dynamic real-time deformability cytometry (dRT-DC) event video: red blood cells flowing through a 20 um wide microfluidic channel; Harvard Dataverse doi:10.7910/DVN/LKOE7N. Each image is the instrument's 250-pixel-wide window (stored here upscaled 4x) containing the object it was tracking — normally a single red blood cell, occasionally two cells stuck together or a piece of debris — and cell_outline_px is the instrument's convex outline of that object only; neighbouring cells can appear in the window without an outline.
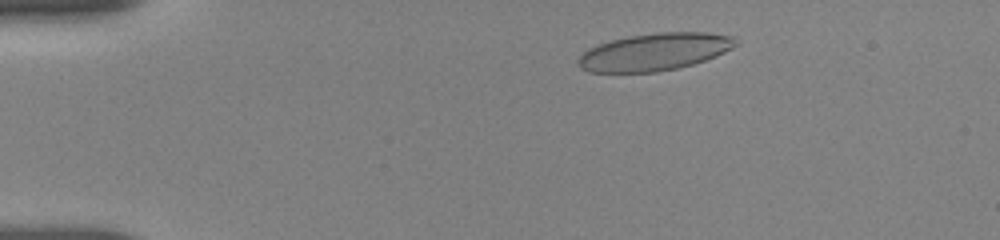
{"species": "human", "species_latin": "Homo sapiens", "temperature_condition": "room temperature", "stored_images_in_passage": 51, "camera_frame_rate_fps": 3000, "um_per_image_px": 0.085, "donor": {"sex": "female"}, "frame": {"image": 1, "passage_image": 6, "time_ms": 1.667, "image_size_px": [1000, 240], "cell_outline_px": [[740, 44], [716, 56], [692, 64], [676, 68], [656, 72], [588, 72], [580, 68], [576, 60], [588, 48], [612, 40], [628, 36], [656, 32], [708, 32], [732, 36], [740, 40]], "centroid_in_image_um": [55.66, 4.4], "position_along_channel_um": 29.3, "area_um2": 34.39}}
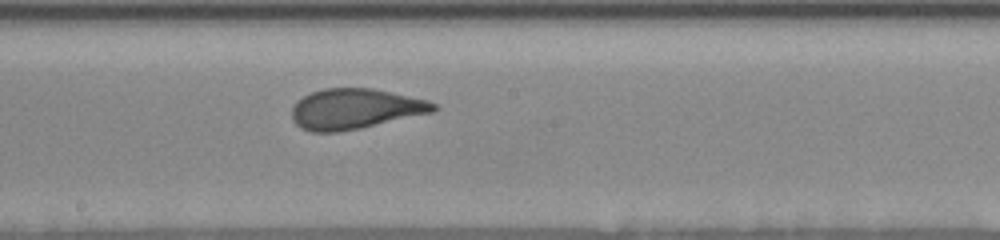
{"frame": {"image": 2, "passage_image": 27, "time_ms": 8.667, "image_size_px": [1000, 240], "cell_outline_px": [[440, 108], [436, 112], [360, 128], [336, 132], [312, 132], [300, 128], [292, 120], [292, 108], [296, 100], [312, 92], [324, 88], [372, 88], [428, 100], [436, 104]], "centroid_in_image_um": [30.2, 9.26], "position_along_channel_um": 218.0, "area_um2": 33.52}}
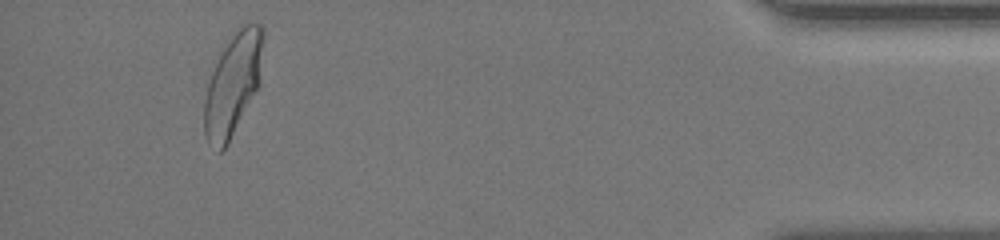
{"frame": {"image": 3, "passage_image": 48, "time_ms": 15.667, "image_size_px": [1000, 240], "cell_outline_px": [[264, 36], [256, 88], [228, 144], [220, 152], [208, 144], [204, 132], [204, 100], [208, 84], [212, 72], [224, 40], [232, 32], [244, 24], [252, 20], [260, 24], [264, 28]], "centroid_in_image_um": [19.76, 7.08], "position_along_channel_um": 415.4, "area_um2": 34.85}, "authors_computed_cell_mechanics": {"area_um2": 34.1598, "velocity_mm_per_s": 3.6406, "shape_relaxation_time_tau1_ms": 6.8309, "shape_relaxation_time_tau2_ms": null, "deformation_change_tau1": 0.2025, "deformation_change_tau2": null}}